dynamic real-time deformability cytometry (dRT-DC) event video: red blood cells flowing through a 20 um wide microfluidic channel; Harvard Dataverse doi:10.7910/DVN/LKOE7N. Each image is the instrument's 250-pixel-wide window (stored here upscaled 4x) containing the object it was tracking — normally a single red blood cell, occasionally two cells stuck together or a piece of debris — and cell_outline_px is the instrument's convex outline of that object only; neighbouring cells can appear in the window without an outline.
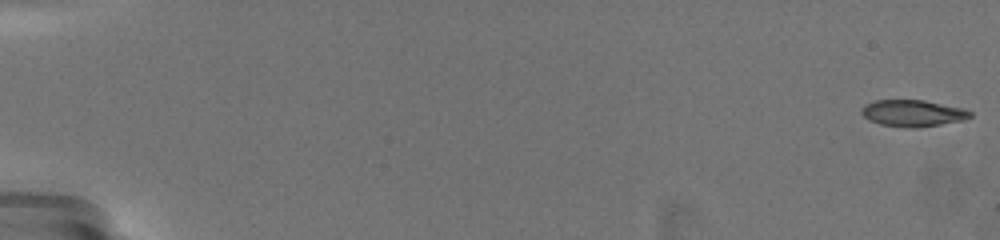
{"species": "common noctule bat (a hibernating species)", "species_latin": "Nyctalus noctula", "temperature_condition": "warm", "stored_images_in_passage": 22, "camera_frame_rate_fps": 3000, "um_per_image_px": 0.085, "animal": {"sex": "female", "body_mass_g": 19.5, "forearm_length_mm": 54.1}, "frame": {"image": 1, "passage_image": 1, "time_ms": 0.0, "image_size_px": [1000, 240], "cell_outline_px": [[972, 116], [960, 120], [940, 124], [912, 128], [880, 124], [868, 120], [860, 112], [860, 108], [864, 104], [876, 100], [924, 100], [964, 108], [972, 112]], "centroid_in_image_um": [77.54, 9.6], "position_along_channel_um": 7.5, "area_um2": 16.76}}
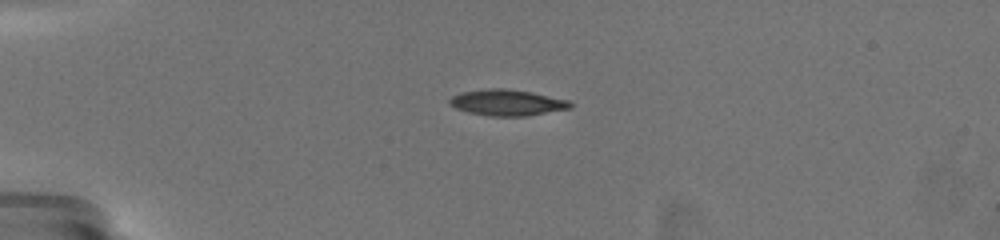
{"frame": {"image": 2, "passage_image": 18, "time_ms": 5.333, "image_size_px": [1000, 240], "cell_outline_px": [[572, 108], [524, 116], [492, 116], [468, 112], [456, 108], [448, 104], [448, 100], [452, 96], [460, 92], [484, 88], [508, 88], [532, 92], [568, 100], [572, 104]], "centroid_in_image_um": [43.07, 8.7], "position_along_channel_um": 41.9, "area_um2": 18.44}}